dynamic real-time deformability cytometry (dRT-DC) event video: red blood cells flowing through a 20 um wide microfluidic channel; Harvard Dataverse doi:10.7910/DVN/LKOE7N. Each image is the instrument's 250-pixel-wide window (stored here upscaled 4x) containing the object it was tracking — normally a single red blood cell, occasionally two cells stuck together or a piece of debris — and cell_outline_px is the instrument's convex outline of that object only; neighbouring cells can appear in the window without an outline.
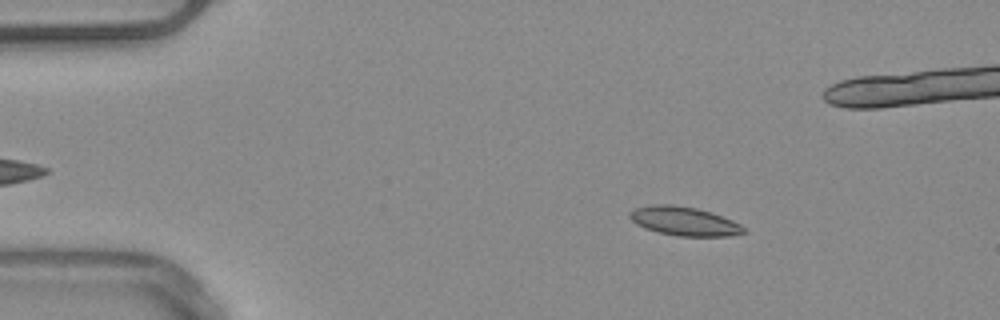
{"species": "common noctule bat (a hibernating species)", "species_latin": "Nyctalus noctula", "temperature_condition": "warm", "stored_images_in_passage": 52, "camera_frame_rate_fps": 3000, "um_per_image_px": 0.085, "animal": {"sex": "male", "body_mass_g": 20.4}, "frame": {"image": 1, "passage_image": 8, "time_ms": 2.333, "image_size_px": [1000, 320], "cell_outline_px": [[748, 232], [728, 236], [676, 236], [644, 228], [636, 224], [628, 216], [628, 212], [636, 208], [652, 204], [672, 204], [696, 208], [712, 212], [732, 220], [740, 224]], "centroid_in_image_um": [58.15, 18.79], "position_along_channel_um": 26.9, "area_um2": 19.25}, "authors_computed_cell_mechanics": {"area_um2": 18.8717, "velocity_mm_per_s": 3.9042, "shape_relaxation_time_tau1_ms": 7.2739, "shape_relaxation_time_tau2_ms": 1.8299, "deformation_change_tau1": 0.164, "deformation_change_tau2": 0.0722}}